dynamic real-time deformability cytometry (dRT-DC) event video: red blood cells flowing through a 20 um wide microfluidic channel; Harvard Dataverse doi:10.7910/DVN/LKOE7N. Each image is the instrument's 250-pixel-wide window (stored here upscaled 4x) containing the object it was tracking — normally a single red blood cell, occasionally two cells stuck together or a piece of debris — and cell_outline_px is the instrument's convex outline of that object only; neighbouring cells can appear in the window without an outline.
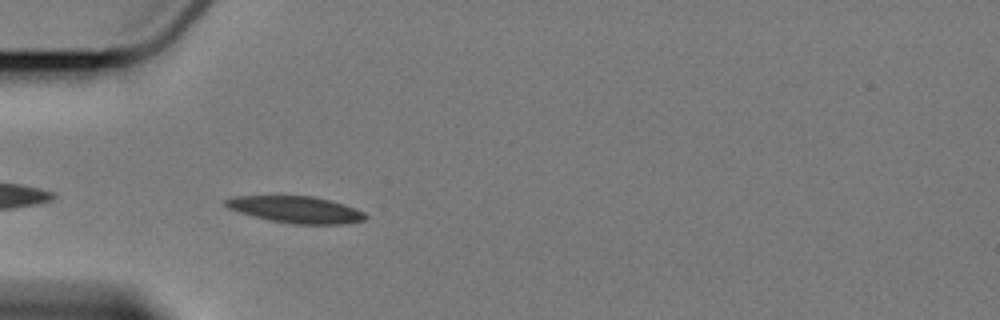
{"species": "Egyptian fruit bat (a non-hibernating species)", "species_latin": "Rousettus aegyptiacus", "temperature_condition": "cold", "stored_images_in_passage": 4, "camera_frame_rate_fps": 3000, "um_per_image_px": 0.085, "animal": {"sex": "female"}, "frame": {"image": 1, "passage_image": 3, "time_ms": 2.333, "image_size_px": [1000, 320], "cell_outline_px": [[368, 216], [364, 220], [348, 224], [292, 224], [268, 220], [240, 212], [228, 208], [224, 204], [224, 200], [232, 196], [312, 196], [332, 200], [356, 208], [364, 212]], "centroid_in_image_um": [25.18, 17.81], "position_along_channel_um": 59.8, "area_um2": 21.91}}